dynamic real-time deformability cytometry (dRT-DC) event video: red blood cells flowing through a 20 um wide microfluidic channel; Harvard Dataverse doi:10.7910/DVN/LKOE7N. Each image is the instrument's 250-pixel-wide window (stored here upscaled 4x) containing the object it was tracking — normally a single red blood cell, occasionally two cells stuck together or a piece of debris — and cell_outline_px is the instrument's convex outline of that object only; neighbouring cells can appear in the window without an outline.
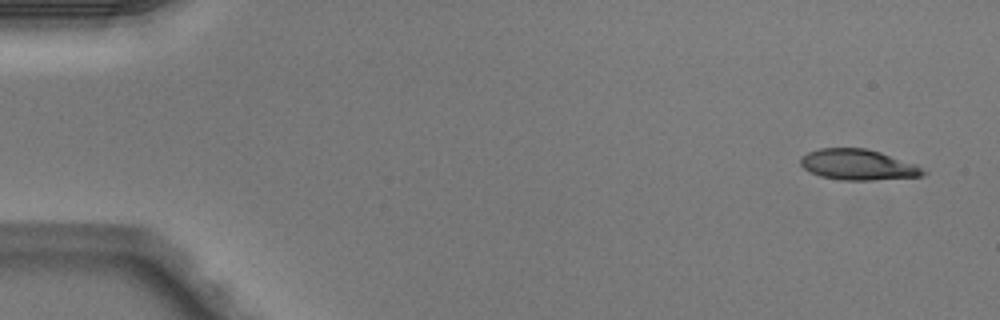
{"species": "Egyptian fruit bat (a non-hibernating species)", "species_latin": "Rousettus aegyptiacus", "temperature_condition": "warm", "stored_images_in_passage": 5, "camera_frame_rate_fps": 3000, "um_per_image_px": 0.085, "animal": {"sex": "male"}, "frame": {"image": 1, "passage_image": 1, "time_ms": 0.0, "image_size_px": [1000, 320], "cell_outline_px": [[928, 172], [924, 176], [872, 180], [840, 180], [820, 176], [804, 168], [800, 164], [800, 156], [808, 152], [820, 148], [864, 148], [880, 152], [916, 164]], "centroid_in_image_um": [72.94, 14.0], "position_along_channel_um": 12.1, "area_um2": 21.96}}
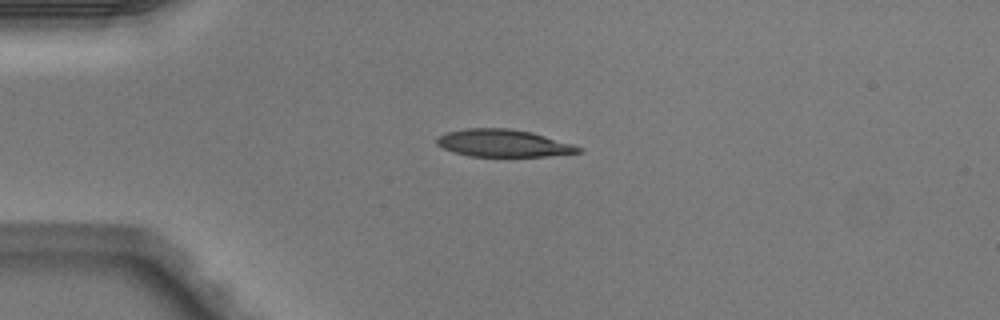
{"frame": {"image": 2, "passage_image": 3, "time_ms": 0.667, "image_size_px": [1000, 320], "cell_outline_px": [[584, 148], [580, 152], [548, 156], [472, 156], [452, 152], [436, 144], [436, 136], [448, 132], [464, 128], [508, 128], [532, 132], [572, 144]], "centroid_in_image_um": [42.75, 12.16], "position_along_channel_um": 42.2, "area_um2": 22.54}}